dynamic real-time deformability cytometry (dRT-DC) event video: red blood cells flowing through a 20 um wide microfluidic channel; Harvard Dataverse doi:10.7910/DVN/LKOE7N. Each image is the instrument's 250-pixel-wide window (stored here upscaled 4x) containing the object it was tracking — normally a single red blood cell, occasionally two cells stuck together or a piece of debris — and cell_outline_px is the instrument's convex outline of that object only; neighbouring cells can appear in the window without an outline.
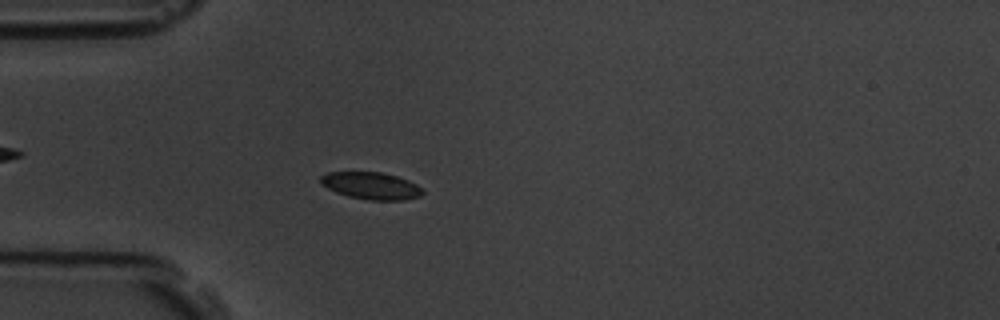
{"species": "common noctule bat (a hibernating species)", "species_latin": "Nyctalus noctula", "temperature_condition": "room temperature", "stored_images_in_passage": 56, "camera_frame_rate_fps": 3000, "um_per_image_px": 0.085, "animal": {"sex": "male", "body_mass_g": 19.5, "forearm_length_mm": 54.6}, "frame": {"image": 1, "passage_image": 15, "time_ms": 4.667, "image_size_px": [1000, 320], "cell_outline_px": [[424, 192], [420, 196], [404, 200], [368, 200], [348, 196], [336, 192], [320, 184], [320, 176], [328, 172], [380, 172], [396, 176], [408, 180], [416, 184]], "centroid_in_image_um": [31.53, 15.79], "position_along_channel_um": 53.5, "area_um2": 16.07}}
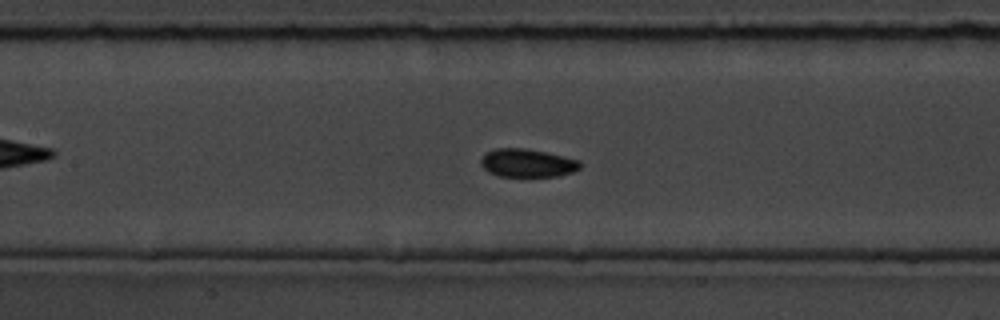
{"frame": {"image": 2, "passage_image": 25, "time_ms": 8.0, "image_size_px": [1000, 320], "cell_outline_px": [[580, 168], [572, 172], [560, 176], [500, 176], [488, 172], [480, 164], [480, 160], [488, 152], [496, 148], [520, 148], [544, 152], [580, 160]], "centroid_in_image_um": [44.82, 13.86], "position_along_channel_um": 162.6, "area_um2": 16.07}}
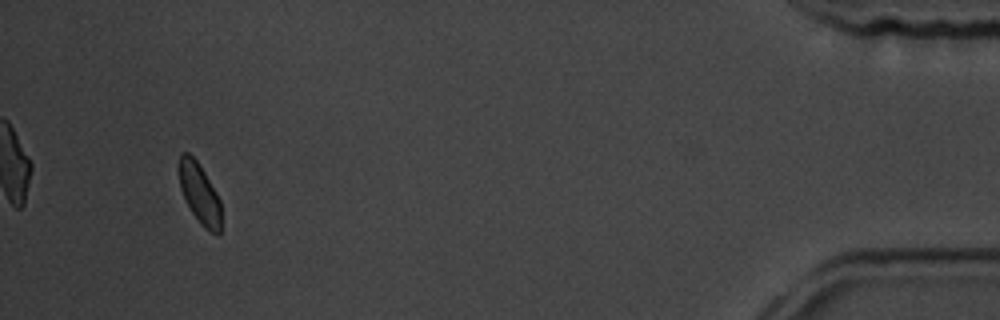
{"frame": {"image": 3, "passage_image": 53, "time_ms": 17.333, "image_size_px": [1000, 320], "cell_outline_px": [[220, 232], [212, 232], [204, 228], [200, 224], [192, 212], [180, 188], [180, 152], [188, 152], [200, 164], [216, 192], [220, 200]], "centroid_in_image_um": [16.97, 16.42], "position_along_channel_um": 418.2, "area_um2": 14.45}, "authors_computed_cell_mechanics": {"area_um2": 16.0106, "velocity_mm_per_s": 3.5308, "shape_relaxation_time_tau1_ms": 5.0685, "shape_relaxation_time_tau2_ms": null, "deformation_change_tau1": 0.1354, "deformation_change_tau2": null}}